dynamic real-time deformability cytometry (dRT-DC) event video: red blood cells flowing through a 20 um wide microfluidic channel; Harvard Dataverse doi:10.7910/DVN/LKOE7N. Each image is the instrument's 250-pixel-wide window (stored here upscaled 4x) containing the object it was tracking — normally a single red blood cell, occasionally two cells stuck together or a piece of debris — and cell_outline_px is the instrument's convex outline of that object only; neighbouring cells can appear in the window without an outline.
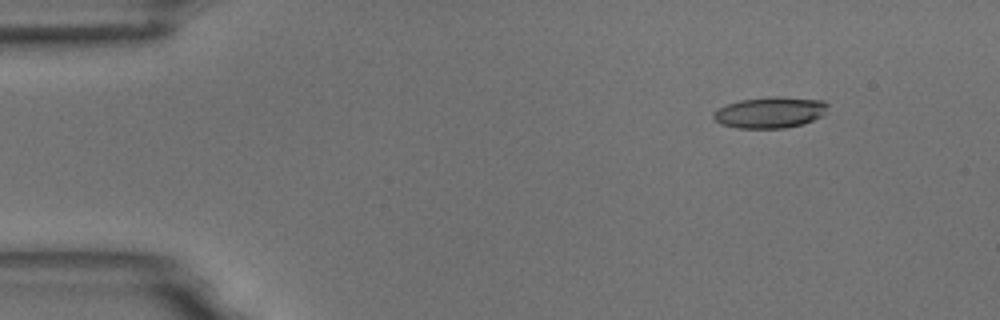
{"species": "common noctule bat (a hibernating species)", "species_latin": "Nyctalus noctula", "temperature_condition": "room temperature", "stored_images_in_passage": 5, "camera_frame_rate_fps": 3000, "um_per_image_px": 0.085, "animal": {"sex": "male", "body_mass_g": 18.8}, "frame": {"image": 1, "passage_image": 2, "time_ms": 1.333, "image_size_px": [1000, 320], "cell_outline_px": [[828, 104], [824, 116], [804, 124], [784, 128], [736, 128], [720, 124], [712, 116], [712, 112], [716, 108], [740, 100], [768, 96], [776, 96], [824, 100]], "centroid_in_image_um": [65.46, 9.55], "position_along_channel_um": 19.5, "area_um2": 21.1}}
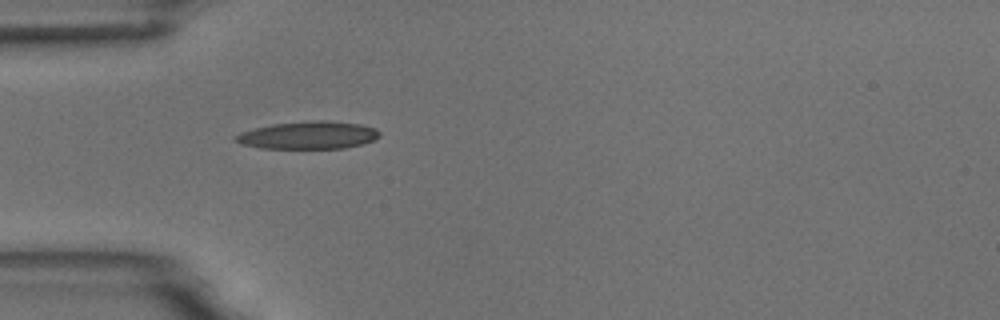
{"frame": {"image": 2, "passage_image": 5, "time_ms": 4.667, "image_size_px": [1000, 320], "cell_outline_px": [[380, 136], [376, 140], [364, 144], [344, 148], [260, 148], [240, 144], [232, 140], [232, 136], [240, 132], [272, 124], [312, 120], [328, 120], [360, 124], [376, 128], [380, 132]], "centroid_in_image_um": [26.2, 11.49], "position_along_channel_um": 58.8, "area_um2": 23.52}}